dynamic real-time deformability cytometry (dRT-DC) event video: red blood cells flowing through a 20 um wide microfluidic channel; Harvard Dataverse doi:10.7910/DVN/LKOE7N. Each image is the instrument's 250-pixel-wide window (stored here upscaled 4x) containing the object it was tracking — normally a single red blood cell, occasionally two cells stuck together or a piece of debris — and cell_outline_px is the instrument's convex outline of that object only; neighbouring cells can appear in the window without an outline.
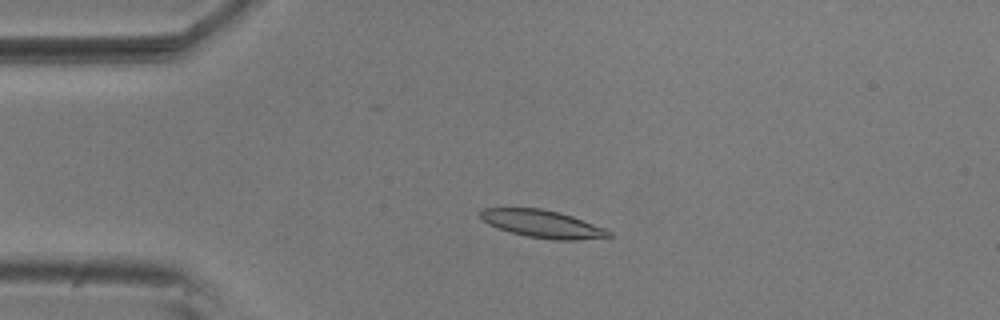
{"species": "common noctule bat (a hibernating species)", "species_latin": "Nyctalus noctula", "temperature_condition": "room temperature", "stored_images_in_passage": 4, "camera_frame_rate_fps": 3000, "um_per_image_px": 0.085, "animal": {"sex": "male", "body_mass_g": 20.5, "forearm_length_mm": 52.5}, "frame": {"image": 1, "passage_image": 3, "time_ms": 0.667, "image_size_px": [1000, 320], "cell_outline_px": [[612, 236], [576, 240], [552, 240], [528, 236], [496, 228], [488, 224], [480, 216], [480, 212], [484, 208], [540, 208], [560, 212], [572, 216], [604, 228], [612, 232]], "centroid_in_image_um": [46.11, 19.03], "position_along_channel_um": 38.9, "area_um2": 20.46}}